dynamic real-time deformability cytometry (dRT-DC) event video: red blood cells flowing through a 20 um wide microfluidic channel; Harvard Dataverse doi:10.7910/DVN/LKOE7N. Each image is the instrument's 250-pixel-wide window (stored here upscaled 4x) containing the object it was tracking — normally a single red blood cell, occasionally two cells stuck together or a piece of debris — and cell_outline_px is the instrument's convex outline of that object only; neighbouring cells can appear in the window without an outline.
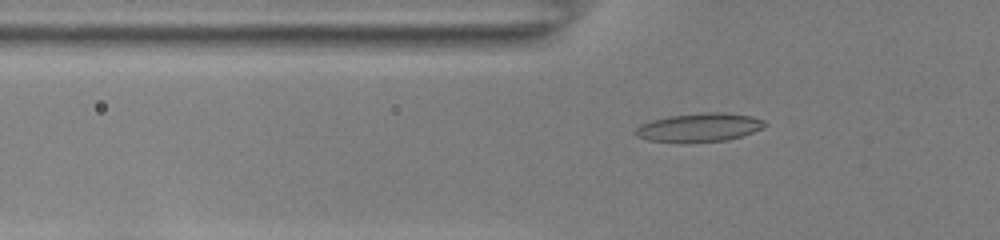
{"species": "common noctule bat (a hibernating species)", "species_latin": "Nyctalus noctula", "temperature_condition": "room temperature", "stored_images_in_passage": 54, "camera_frame_rate_fps": 3000, "um_per_image_px": 0.085, "animal": {"sex": "female", "body_mass_g": 22.0, "forearm_length_mm": 56.7}, "frame": {"image": 1, "passage_image": 20, "time_ms": 6.333, "image_size_px": [1000, 240], "cell_outline_px": [[768, 124], [764, 128], [728, 140], [684, 144], [648, 140], [636, 136], [636, 128], [640, 124], [652, 120], [668, 116], [708, 112], [728, 112], [752, 116], [764, 120]], "centroid_in_image_um": [59.45, 10.85], "position_along_channel_um": 66.3, "area_um2": 22.02}}
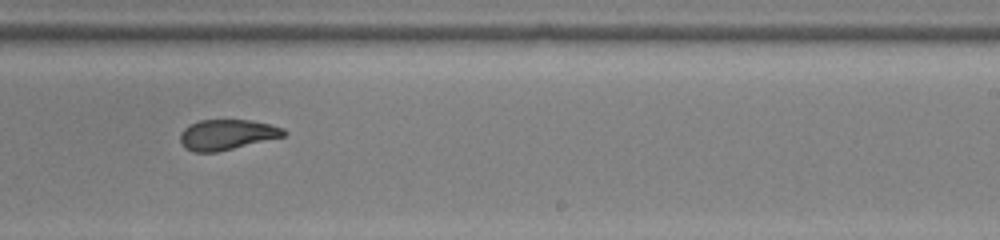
{"frame": {"image": 2, "passage_image": 36, "time_ms": 11.667, "image_size_px": [1000, 240], "cell_outline_px": [[288, 132], [284, 136], [216, 152], [192, 152], [184, 148], [180, 140], [180, 132], [184, 128], [200, 120], [252, 120], [284, 128]], "centroid_in_image_um": [19.27, 11.44], "position_along_channel_um": 269.7, "area_um2": 18.21}}
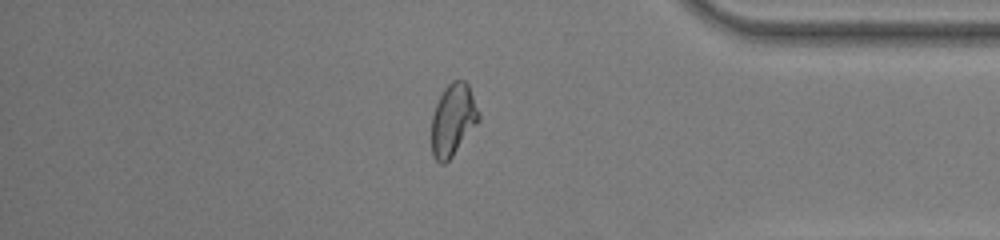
{"frame": {"image": 3, "passage_image": 47, "time_ms": 15.333, "image_size_px": [1000, 240], "cell_outline_px": [[480, 120], [452, 156], [444, 164], [440, 164], [432, 156], [432, 116], [436, 104], [444, 88], [452, 80], [464, 80], [468, 84], [480, 112]], "centroid_in_image_um": [38.51, 10.17], "position_along_channel_um": 396.7, "area_um2": 19.77}, "authors_computed_cell_mechanics": {"area_um2": 20.0566, "velocity_mm_per_s": 3.9002, "shape_relaxation_time_tau1_ms": 7.9316, "shape_relaxation_time_tau2_ms": 1.8881, "deformation_change_tau1": 0.2756, "deformation_change_tau2": 0.0929}}